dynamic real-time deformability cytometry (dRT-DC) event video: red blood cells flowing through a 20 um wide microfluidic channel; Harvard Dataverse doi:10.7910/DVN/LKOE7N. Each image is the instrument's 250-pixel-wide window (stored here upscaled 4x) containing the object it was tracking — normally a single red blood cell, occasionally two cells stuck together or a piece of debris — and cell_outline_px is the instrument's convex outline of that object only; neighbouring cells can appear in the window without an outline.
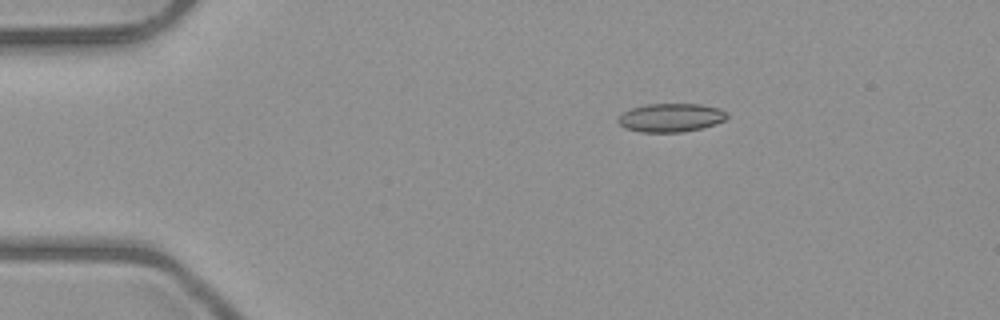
{"species": "common noctule bat (a hibernating species)", "species_latin": "Nyctalus noctula", "temperature_condition": "room temperature", "stored_images_in_passage": 6, "camera_frame_rate_fps": 3000, "um_per_image_px": 0.085, "animal": {"sex": "male", "body_mass_g": 23.1, "forearm_length_mm": 52.7}, "frame": {"image": 1, "passage_image": 3, "time_ms": 2.333, "image_size_px": [1000, 320], "cell_outline_px": [[728, 116], [724, 120], [716, 124], [684, 132], [640, 132], [624, 128], [616, 120], [616, 116], [632, 108], [644, 104], [700, 104], [720, 108], [728, 112]], "centroid_in_image_um": [57.01, 10.0], "position_along_channel_um": 28.0, "area_um2": 18.32}}
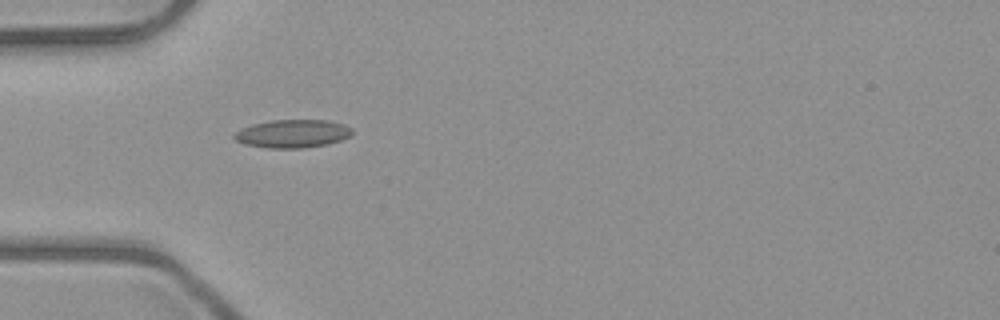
{"frame": {"image": 2, "passage_image": 5, "time_ms": 4.667, "image_size_px": [1000, 320], "cell_outline_px": [[352, 132], [348, 136], [340, 140], [328, 144], [304, 148], [268, 148], [244, 144], [236, 140], [232, 136], [236, 132], [252, 124], [272, 120], [328, 120], [344, 124], [352, 128]], "centroid_in_image_um": [24.87, 11.36], "position_along_channel_um": 60.1, "area_um2": 19.25}}
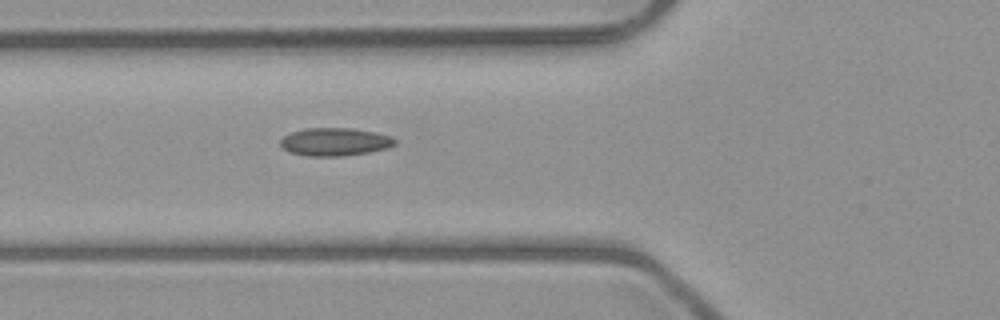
{"frame": {"image": 3, "passage_image": 6, "time_ms": 5.667, "image_size_px": [1000, 320], "cell_outline_px": [[396, 144], [388, 148], [368, 152], [340, 156], [308, 156], [288, 152], [280, 144], [280, 140], [284, 136], [292, 132], [304, 128], [352, 128], [376, 132], [392, 136], [396, 140]], "centroid_in_image_um": [28.48, 12.05], "position_along_channel_um": 97.3, "area_um2": 18.73}}